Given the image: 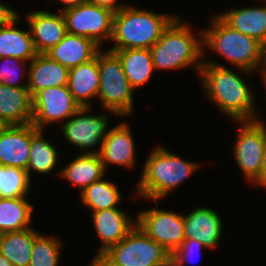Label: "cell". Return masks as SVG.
Wrapping results in <instances>:
<instances>
[{
	"instance_id": "e575fe53",
	"label": "cell",
	"mask_w": 266,
	"mask_h": 266,
	"mask_svg": "<svg viewBox=\"0 0 266 266\" xmlns=\"http://www.w3.org/2000/svg\"><path fill=\"white\" fill-rule=\"evenodd\" d=\"M116 1L117 0H87V2L91 4L108 8L113 12H118L121 8H123L126 5L116 4Z\"/></svg>"
},
{
	"instance_id": "f1b7e54d",
	"label": "cell",
	"mask_w": 266,
	"mask_h": 266,
	"mask_svg": "<svg viewBox=\"0 0 266 266\" xmlns=\"http://www.w3.org/2000/svg\"><path fill=\"white\" fill-rule=\"evenodd\" d=\"M58 160L56 148L45 140L43 130H38L31 137V148L29 153L27 172L30 177L32 171L38 173H49L52 171Z\"/></svg>"
},
{
	"instance_id": "3957f363",
	"label": "cell",
	"mask_w": 266,
	"mask_h": 266,
	"mask_svg": "<svg viewBox=\"0 0 266 266\" xmlns=\"http://www.w3.org/2000/svg\"><path fill=\"white\" fill-rule=\"evenodd\" d=\"M176 16L124 6L114 13L110 50L150 49Z\"/></svg>"
},
{
	"instance_id": "7402d4cb",
	"label": "cell",
	"mask_w": 266,
	"mask_h": 266,
	"mask_svg": "<svg viewBox=\"0 0 266 266\" xmlns=\"http://www.w3.org/2000/svg\"><path fill=\"white\" fill-rule=\"evenodd\" d=\"M230 27L242 34L266 42V7H246L219 15Z\"/></svg>"
},
{
	"instance_id": "4fadbf2b",
	"label": "cell",
	"mask_w": 266,
	"mask_h": 266,
	"mask_svg": "<svg viewBox=\"0 0 266 266\" xmlns=\"http://www.w3.org/2000/svg\"><path fill=\"white\" fill-rule=\"evenodd\" d=\"M39 129L31 124L5 125L0 131V161L4 166L27 168L31 137Z\"/></svg>"
},
{
	"instance_id": "603a6c76",
	"label": "cell",
	"mask_w": 266,
	"mask_h": 266,
	"mask_svg": "<svg viewBox=\"0 0 266 266\" xmlns=\"http://www.w3.org/2000/svg\"><path fill=\"white\" fill-rule=\"evenodd\" d=\"M105 170L99 154L83 153L60 171V176L83 191L94 181L104 177Z\"/></svg>"
},
{
	"instance_id": "ba28073f",
	"label": "cell",
	"mask_w": 266,
	"mask_h": 266,
	"mask_svg": "<svg viewBox=\"0 0 266 266\" xmlns=\"http://www.w3.org/2000/svg\"><path fill=\"white\" fill-rule=\"evenodd\" d=\"M68 33L92 39L97 45L103 38L111 39L112 10L89 2L61 9Z\"/></svg>"
},
{
	"instance_id": "cb8c5ba5",
	"label": "cell",
	"mask_w": 266,
	"mask_h": 266,
	"mask_svg": "<svg viewBox=\"0 0 266 266\" xmlns=\"http://www.w3.org/2000/svg\"><path fill=\"white\" fill-rule=\"evenodd\" d=\"M39 234L31 227L0 234V253L13 266H29L34 241Z\"/></svg>"
},
{
	"instance_id": "9c48e42d",
	"label": "cell",
	"mask_w": 266,
	"mask_h": 266,
	"mask_svg": "<svg viewBox=\"0 0 266 266\" xmlns=\"http://www.w3.org/2000/svg\"><path fill=\"white\" fill-rule=\"evenodd\" d=\"M237 141L234 146V157L251 184L258 178L265 152L266 126L260 120L240 121Z\"/></svg>"
},
{
	"instance_id": "ab89813d",
	"label": "cell",
	"mask_w": 266,
	"mask_h": 266,
	"mask_svg": "<svg viewBox=\"0 0 266 266\" xmlns=\"http://www.w3.org/2000/svg\"><path fill=\"white\" fill-rule=\"evenodd\" d=\"M89 266H105V265L98 258L94 257Z\"/></svg>"
},
{
	"instance_id": "30bf717a",
	"label": "cell",
	"mask_w": 266,
	"mask_h": 266,
	"mask_svg": "<svg viewBox=\"0 0 266 266\" xmlns=\"http://www.w3.org/2000/svg\"><path fill=\"white\" fill-rule=\"evenodd\" d=\"M141 230L170 254L185 240L183 215L157 208L140 212L135 221Z\"/></svg>"
},
{
	"instance_id": "4316f807",
	"label": "cell",
	"mask_w": 266,
	"mask_h": 266,
	"mask_svg": "<svg viewBox=\"0 0 266 266\" xmlns=\"http://www.w3.org/2000/svg\"><path fill=\"white\" fill-rule=\"evenodd\" d=\"M33 209L29 197L0 198V234L30 228Z\"/></svg>"
},
{
	"instance_id": "ac0fdd59",
	"label": "cell",
	"mask_w": 266,
	"mask_h": 266,
	"mask_svg": "<svg viewBox=\"0 0 266 266\" xmlns=\"http://www.w3.org/2000/svg\"><path fill=\"white\" fill-rule=\"evenodd\" d=\"M0 120L5 125L32 123L33 101L28 87L16 88L0 84Z\"/></svg>"
},
{
	"instance_id": "52a82bcc",
	"label": "cell",
	"mask_w": 266,
	"mask_h": 266,
	"mask_svg": "<svg viewBox=\"0 0 266 266\" xmlns=\"http://www.w3.org/2000/svg\"><path fill=\"white\" fill-rule=\"evenodd\" d=\"M98 51L99 92L104 109L117 116L130 115L133 110V91L119 56L111 50Z\"/></svg>"
},
{
	"instance_id": "f35d334b",
	"label": "cell",
	"mask_w": 266,
	"mask_h": 266,
	"mask_svg": "<svg viewBox=\"0 0 266 266\" xmlns=\"http://www.w3.org/2000/svg\"><path fill=\"white\" fill-rule=\"evenodd\" d=\"M0 266H13L11 262H9L6 257H4L1 253H0Z\"/></svg>"
},
{
	"instance_id": "7c38bea8",
	"label": "cell",
	"mask_w": 266,
	"mask_h": 266,
	"mask_svg": "<svg viewBox=\"0 0 266 266\" xmlns=\"http://www.w3.org/2000/svg\"><path fill=\"white\" fill-rule=\"evenodd\" d=\"M90 107H80L62 127V132L68 142L83 149H90L103 142L107 135L109 119L106 115H89ZM87 112V113H86Z\"/></svg>"
},
{
	"instance_id": "44dd1931",
	"label": "cell",
	"mask_w": 266,
	"mask_h": 266,
	"mask_svg": "<svg viewBox=\"0 0 266 266\" xmlns=\"http://www.w3.org/2000/svg\"><path fill=\"white\" fill-rule=\"evenodd\" d=\"M67 87L81 107H90L92 97L99 92L98 53L91 61L69 69Z\"/></svg>"
},
{
	"instance_id": "83f0119b",
	"label": "cell",
	"mask_w": 266,
	"mask_h": 266,
	"mask_svg": "<svg viewBox=\"0 0 266 266\" xmlns=\"http://www.w3.org/2000/svg\"><path fill=\"white\" fill-rule=\"evenodd\" d=\"M80 194L82 203L92 212L117 208V204L121 201V193L117 185L102 178L91 183Z\"/></svg>"
},
{
	"instance_id": "8fae6325",
	"label": "cell",
	"mask_w": 266,
	"mask_h": 266,
	"mask_svg": "<svg viewBox=\"0 0 266 266\" xmlns=\"http://www.w3.org/2000/svg\"><path fill=\"white\" fill-rule=\"evenodd\" d=\"M32 124L39 130L53 121L70 119L81 107L67 85L53 86L38 91L33 97Z\"/></svg>"
},
{
	"instance_id": "277c9868",
	"label": "cell",
	"mask_w": 266,
	"mask_h": 266,
	"mask_svg": "<svg viewBox=\"0 0 266 266\" xmlns=\"http://www.w3.org/2000/svg\"><path fill=\"white\" fill-rule=\"evenodd\" d=\"M199 165L181 159L165 148L157 146L149 155L138 182L137 192L142 197L153 199L156 204L171 190L182 184Z\"/></svg>"
},
{
	"instance_id": "d4e9b609",
	"label": "cell",
	"mask_w": 266,
	"mask_h": 266,
	"mask_svg": "<svg viewBox=\"0 0 266 266\" xmlns=\"http://www.w3.org/2000/svg\"><path fill=\"white\" fill-rule=\"evenodd\" d=\"M19 17L10 25L0 27V58L14 57L31 61L38 52L34 46L30 30H20L14 26Z\"/></svg>"
},
{
	"instance_id": "484cf974",
	"label": "cell",
	"mask_w": 266,
	"mask_h": 266,
	"mask_svg": "<svg viewBox=\"0 0 266 266\" xmlns=\"http://www.w3.org/2000/svg\"><path fill=\"white\" fill-rule=\"evenodd\" d=\"M114 51L121 60L124 73L134 89L145 84L153 74L150 49H123Z\"/></svg>"
},
{
	"instance_id": "2e32d148",
	"label": "cell",
	"mask_w": 266,
	"mask_h": 266,
	"mask_svg": "<svg viewBox=\"0 0 266 266\" xmlns=\"http://www.w3.org/2000/svg\"><path fill=\"white\" fill-rule=\"evenodd\" d=\"M92 213L94 228L103 244L95 258L109 247L118 244L137 224L119 208L103 209Z\"/></svg>"
},
{
	"instance_id": "d6986e66",
	"label": "cell",
	"mask_w": 266,
	"mask_h": 266,
	"mask_svg": "<svg viewBox=\"0 0 266 266\" xmlns=\"http://www.w3.org/2000/svg\"><path fill=\"white\" fill-rule=\"evenodd\" d=\"M99 48L92 39L67 32L64 38L45 54L71 69L94 59L101 50Z\"/></svg>"
},
{
	"instance_id": "ee69618b",
	"label": "cell",
	"mask_w": 266,
	"mask_h": 266,
	"mask_svg": "<svg viewBox=\"0 0 266 266\" xmlns=\"http://www.w3.org/2000/svg\"><path fill=\"white\" fill-rule=\"evenodd\" d=\"M3 166H4L3 163L0 161V169H1Z\"/></svg>"
},
{
	"instance_id": "8992f818",
	"label": "cell",
	"mask_w": 266,
	"mask_h": 266,
	"mask_svg": "<svg viewBox=\"0 0 266 266\" xmlns=\"http://www.w3.org/2000/svg\"><path fill=\"white\" fill-rule=\"evenodd\" d=\"M98 259L105 266H163L171 260V254L136 224L124 239Z\"/></svg>"
},
{
	"instance_id": "7bdbcfd3",
	"label": "cell",
	"mask_w": 266,
	"mask_h": 266,
	"mask_svg": "<svg viewBox=\"0 0 266 266\" xmlns=\"http://www.w3.org/2000/svg\"><path fill=\"white\" fill-rule=\"evenodd\" d=\"M4 126L5 124L0 120V131L3 129Z\"/></svg>"
},
{
	"instance_id": "5b68a950",
	"label": "cell",
	"mask_w": 266,
	"mask_h": 266,
	"mask_svg": "<svg viewBox=\"0 0 266 266\" xmlns=\"http://www.w3.org/2000/svg\"><path fill=\"white\" fill-rule=\"evenodd\" d=\"M203 30V46L222 55L241 71L250 73L261 67L262 43L230 27L219 15Z\"/></svg>"
},
{
	"instance_id": "8d00e7d4",
	"label": "cell",
	"mask_w": 266,
	"mask_h": 266,
	"mask_svg": "<svg viewBox=\"0 0 266 266\" xmlns=\"http://www.w3.org/2000/svg\"><path fill=\"white\" fill-rule=\"evenodd\" d=\"M62 2L63 4H66L63 9L70 8L73 6H78L80 4L86 3L87 0H58Z\"/></svg>"
},
{
	"instance_id": "d590c367",
	"label": "cell",
	"mask_w": 266,
	"mask_h": 266,
	"mask_svg": "<svg viewBox=\"0 0 266 266\" xmlns=\"http://www.w3.org/2000/svg\"><path fill=\"white\" fill-rule=\"evenodd\" d=\"M253 183L256 186L259 185L261 187L266 188V132H265V152H264L262 168L258 178Z\"/></svg>"
},
{
	"instance_id": "f546056e",
	"label": "cell",
	"mask_w": 266,
	"mask_h": 266,
	"mask_svg": "<svg viewBox=\"0 0 266 266\" xmlns=\"http://www.w3.org/2000/svg\"><path fill=\"white\" fill-rule=\"evenodd\" d=\"M30 181L27 170L3 166L0 169V198L27 197Z\"/></svg>"
},
{
	"instance_id": "d6a6232c",
	"label": "cell",
	"mask_w": 266,
	"mask_h": 266,
	"mask_svg": "<svg viewBox=\"0 0 266 266\" xmlns=\"http://www.w3.org/2000/svg\"><path fill=\"white\" fill-rule=\"evenodd\" d=\"M202 247L207 248L199 240L185 239L182 245L171 254V260L173 261L174 266H183L185 261L190 263L189 258L191 254L195 251V253L197 254V252L202 249Z\"/></svg>"
},
{
	"instance_id": "9a60e30c",
	"label": "cell",
	"mask_w": 266,
	"mask_h": 266,
	"mask_svg": "<svg viewBox=\"0 0 266 266\" xmlns=\"http://www.w3.org/2000/svg\"><path fill=\"white\" fill-rule=\"evenodd\" d=\"M26 18L34 46L38 53H46L49 51L67 33L61 10L58 15L48 11H31Z\"/></svg>"
},
{
	"instance_id": "e0dca14e",
	"label": "cell",
	"mask_w": 266,
	"mask_h": 266,
	"mask_svg": "<svg viewBox=\"0 0 266 266\" xmlns=\"http://www.w3.org/2000/svg\"><path fill=\"white\" fill-rule=\"evenodd\" d=\"M185 239L199 240L207 248L218 245L222 233V220L215 210L205 207L195 208L184 216Z\"/></svg>"
},
{
	"instance_id": "ffe728a7",
	"label": "cell",
	"mask_w": 266,
	"mask_h": 266,
	"mask_svg": "<svg viewBox=\"0 0 266 266\" xmlns=\"http://www.w3.org/2000/svg\"><path fill=\"white\" fill-rule=\"evenodd\" d=\"M28 64L27 84L32 97L44 88L68 84L69 69L45 53H38Z\"/></svg>"
},
{
	"instance_id": "4dcf8cb0",
	"label": "cell",
	"mask_w": 266,
	"mask_h": 266,
	"mask_svg": "<svg viewBox=\"0 0 266 266\" xmlns=\"http://www.w3.org/2000/svg\"><path fill=\"white\" fill-rule=\"evenodd\" d=\"M61 243L54 237L39 234L34 241L29 266H58Z\"/></svg>"
},
{
	"instance_id": "60d3db41",
	"label": "cell",
	"mask_w": 266,
	"mask_h": 266,
	"mask_svg": "<svg viewBox=\"0 0 266 266\" xmlns=\"http://www.w3.org/2000/svg\"><path fill=\"white\" fill-rule=\"evenodd\" d=\"M260 73L266 89V70H260Z\"/></svg>"
},
{
	"instance_id": "7a4b0ae2",
	"label": "cell",
	"mask_w": 266,
	"mask_h": 266,
	"mask_svg": "<svg viewBox=\"0 0 266 266\" xmlns=\"http://www.w3.org/2000/svg\"><path fill=\"white\" fill-rule=\"evenodd\" d=\"M182 22L176 17L150 48L154 70H176L195 65V71L200 73L205 51L202 47L203 30L197 38L190 26Z\"/></svg>"
},
{
	"instance_id": "6da1fadb",
	"label": "cell",
	"mask_w": 266,
	"mask_h": 266,
	"mask_svg": "<svg viewBox=\"0 0 266 266\" xmlns=\"http://www.w3.org/2000/svg\"><path fill=\"white\" fill-rule=\"evenodd\" d=\"M199 77L206 95L226 116L236 122L258 120L253 93L237 73L224 65L203 60Z\"/></svg>"
},
{
	"instance_id": "74e56055",
	"label": "cell",
	"mask_w": 266,
	"mask_h": 266,
	"mask_svg": "<svg viewBox=\"0 0 266 266\" xmlns=\"http://www.w3.org/2000/svg\"><path fill=\"white\" fill-rule=\"evenodd\" d=\"M261 65L263 67V69L261 70H266V42L264 44H262V60H261Z\"/></svg>"
},
{
	"instance_id": "1f68e13d",
	"label": "cell",
	"mask_w": 266,
	"mask_h": 266,
	"mask_svg": "<svg viewBox=\"0 0 266 266\" xmlns=\"http://www.w3.org/2000/svg\"><path fill=\"white\" fill-rule=\"evenodd\" d=\"M0 63V84L16 88L28 87L27 83L19 84L20 79H18L19 74L17 73L18 65H20V72L22 73L23 68L21 66H25L26 61L14 57H5L0 58Z\"/></svg>"
},
{
	"instance_id": "b9f144b4",
	"label": "cell",
	"mask_w": 266,
	"mask_h": 266,
	"mask_svg": "<svg viewBox=\"0 0 266 266\" xmlns=\"http://www.w3.org/2000/svg\"><path fill=\"white\" fill-rule=\"evenodd\" d=\"M163 266H174V263L172 260H170L168 263H166L165 265Z\"/></svg>"
},
{
	"instance_id": "5bb4252c",
	"label": "cell",
	"mask_w": 266,
	"mask_h": 266,
	"mask_svg": "<svg viewBox=\"0 0 266 266\" xmlns=\"http://www.w3.org/2000/svg\"><path fill=\"white\" fill-rule=\"evenodd\" d=\"M100 147V151H85V153L99 154L105 171L109 163L128 168L133 167L135 146L127 123L122 122L108 130Z\"/></svg>"
},
{
	"instance_id": "836d02e7",
	"label": "cell",
	"mask_w": 266,
	"mask_h": 266,
	"mask_svg": "<svg viewBox=\"0 0 266 266\" xmlns=\"http://www.w3.org/2000/svg\"><path fill=\"white\" fill-rule=\"evenodd\" d=\"M18 17L17 11L2 2L0 3V27L10 25Z\"/></svg>"
}]
</instances>
